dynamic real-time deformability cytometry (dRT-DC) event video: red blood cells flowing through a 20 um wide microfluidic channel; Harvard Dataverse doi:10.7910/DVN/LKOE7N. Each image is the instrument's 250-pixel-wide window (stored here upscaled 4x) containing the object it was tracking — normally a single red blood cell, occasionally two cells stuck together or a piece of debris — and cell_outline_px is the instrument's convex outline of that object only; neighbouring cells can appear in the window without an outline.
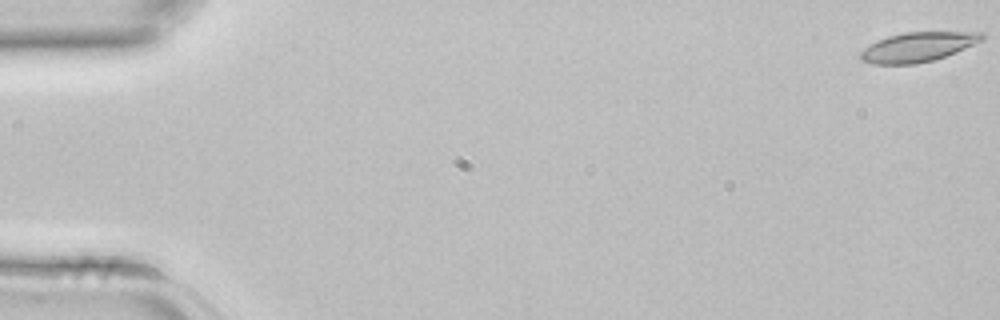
{"species": "common noctule bat (a hibernating species)", "species_latin": "Nyctalus noctula", "temperature_condition": "room temperature", "stored_images_in_passage": 44, "camera_frame_rate_fps": 3000, "um_per_image_px": 0.085, "animal": {"sex": "female", "body_mass_g": 22.7, "forearm_length_mm": 54.2}, "frame": {"image": 1, "passage_image": 1, "time_ms": 0.0, "image_size_px": [1000, 320], "cell_outline_px": [[984, 40], [956, 52], [932, 60], [916, 64], [872, 64], [860, 60], [860, 52], [864, 48], [876, 40], [888, 36], [904, 32], [984, 32]], "centroid_in_image_um": [78.0, 3.99], "position_along_channel_um": 7.0, "area_um2": 20.92}}
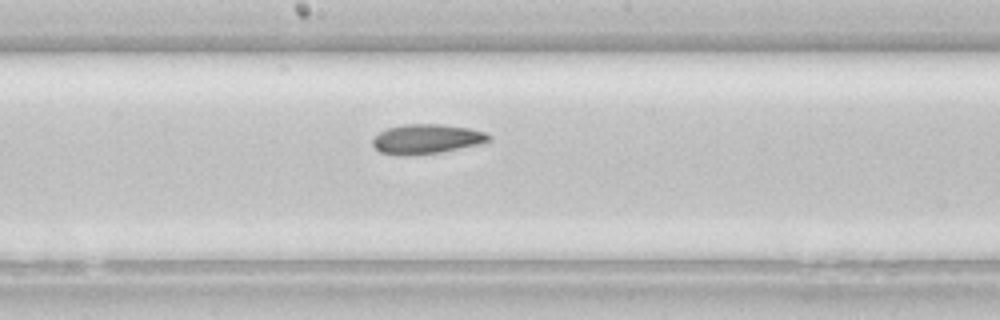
{"frame": {"image": 2, "passage_image": 24, "time_ms": 7.667, "image_size_px": [1000, 320], "cell_outline_px": [[492, 140], [480, 144], [440, 152], [408, 156], [400, 156], [380, 152], [372, 144], [372, 140], [380, 132], [388, 128], [404, 124], [440, 124], [468, 128], [484, 132], [492, 136]], "centroid_in_image_um": [36.27, 11.82], "position_along_channel_um": 211.9, "area_um2": 20.06}}
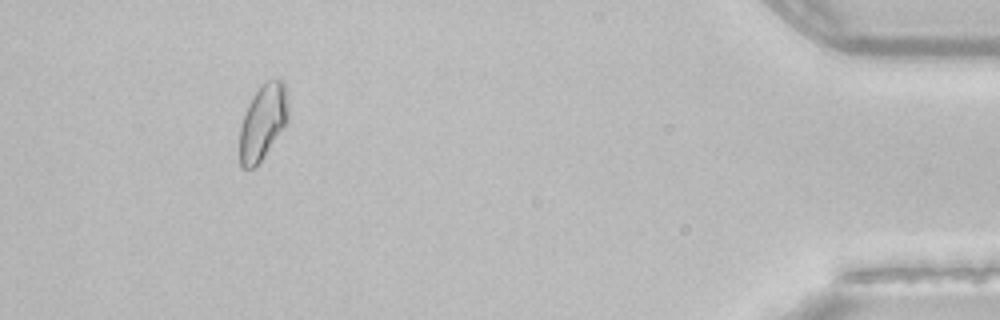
{"frame": {"image": 3, "passage_image": 41, "time_ms": 13.333, "image_size_px": [1000, 320], "cell_outline_px": [[288, 120], [260, 160], [252, 168], [240, 168], [240, 128], [248, 104], [260, 84], [268, 80], [280, 76], [284, 80], [288, 96]], "centroid_in_image_um": [22.36, 10.27], "position_along_channel_um": 412.8, "area_um2": 21.21}}